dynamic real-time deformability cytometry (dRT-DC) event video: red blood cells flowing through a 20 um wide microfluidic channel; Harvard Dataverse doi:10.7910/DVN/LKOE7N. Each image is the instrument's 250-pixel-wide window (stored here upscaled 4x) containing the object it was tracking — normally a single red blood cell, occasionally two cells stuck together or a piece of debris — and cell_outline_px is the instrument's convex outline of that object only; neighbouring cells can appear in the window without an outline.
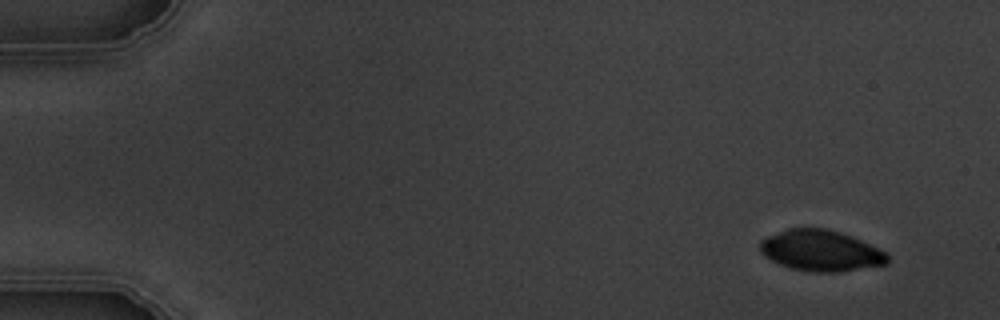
{"species": "common noctule bat (a hibernating species)", "species_latin": "Nyctalus noctula", "temperature_condition": "warm", "stored_images_in_passage": 4, "camera_frame_rate_fps": 3000, "um_per_image_px": 0.085, "animal": {"sex": "male", "body_mass_g": 19.5, "forearm_length_mm": 54.6}, "frame": {"image": 1, "passage_image": 1, "time_ms": 0.0, "image_size_px": [1000, 320], "cell_outline_px": [[888, 264], [840, 272], [812, 272], [792, 268], [780, 264], [764, 256], [760, 252], [760, 240], [768, 236], [788, 228], [828, 228], [852, 236], [884, 252], [888, 256]], "centroid_in_image_um": [69.75, 21.3], "position_along_channel_um": 15.2, "area_um2": 30.29}}